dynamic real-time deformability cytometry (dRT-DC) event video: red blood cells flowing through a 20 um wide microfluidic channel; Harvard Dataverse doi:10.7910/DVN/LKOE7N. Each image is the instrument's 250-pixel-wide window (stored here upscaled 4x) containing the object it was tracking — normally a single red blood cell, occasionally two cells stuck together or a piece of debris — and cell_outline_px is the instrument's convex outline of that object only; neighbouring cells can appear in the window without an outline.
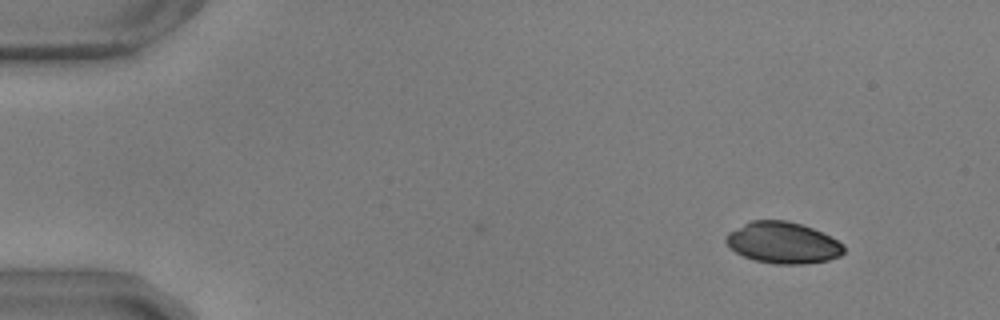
{"species": "common noctule bat (a hibernating species)", "species_latin": "Nyctalus noctula", "temperature_condition": "warm", "stored_images_in_passage": 3, "camera_frame_rate_fps": 3000, "um_per_image_px": 0.085, "animal": {"sex": "male", "body_mass_g": 17.9, "forearm_length_mm": 54.2}, "frame": {"image": 1, "passage_image": 3, "time_ms": 0.667, "image_size_px": [1000, 320], "cell_outline_px": [[844, 252], [840, 256], [828, 260], [800, 264], [772, 264], [756, 260], [744, 256], [736, 252], [724, 240], [728, 232], [752, 220], [788, 220], [812, 228], [844, 244]], "centroid_in_image_um": [66.54, 20.63], "position_along_channel_um": 18.5, "area_um2": 28.15}}